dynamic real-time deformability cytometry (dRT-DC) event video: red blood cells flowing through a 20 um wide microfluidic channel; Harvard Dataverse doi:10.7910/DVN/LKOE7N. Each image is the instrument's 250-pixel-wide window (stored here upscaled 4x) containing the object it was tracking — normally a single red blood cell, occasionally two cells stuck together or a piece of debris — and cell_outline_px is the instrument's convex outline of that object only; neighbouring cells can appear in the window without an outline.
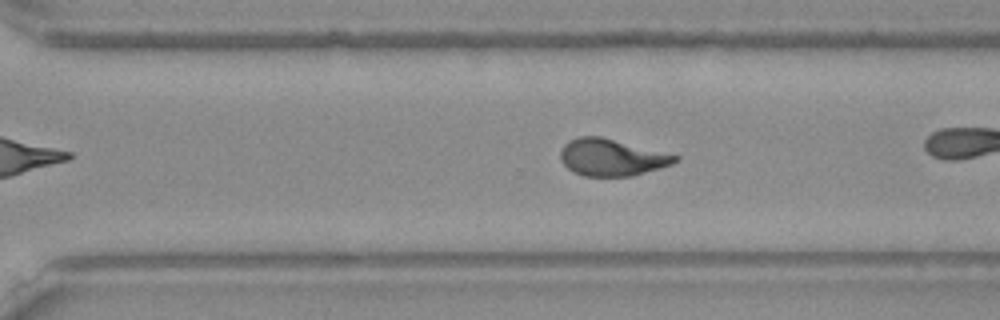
{"species": "Egyptian fruit bat (a non-hibernating species)", "species_latin": "Rousettus aegyptiacus", "temperature_condition": "warm", "stored_images_in_passage": 34, "camera_frame_rate_fps": 3000, "um_per_image_px": 0.085, "frame": {"image": 1, "passage_image": 29, "time_ms": 9.333, "image_size_px": [1000, 320], "cell_outline_px": [[680, 160], [672, 164], [632, 176], [584, 176], [572, 172], [560, 160], [560, 148], [568, 140], [580, 136], [600, 136], [680, 156]], "centroid_in_image_um": [51.96, 13.38], "position_along_channel_um": 318.6, "area_um2": 24.68}}